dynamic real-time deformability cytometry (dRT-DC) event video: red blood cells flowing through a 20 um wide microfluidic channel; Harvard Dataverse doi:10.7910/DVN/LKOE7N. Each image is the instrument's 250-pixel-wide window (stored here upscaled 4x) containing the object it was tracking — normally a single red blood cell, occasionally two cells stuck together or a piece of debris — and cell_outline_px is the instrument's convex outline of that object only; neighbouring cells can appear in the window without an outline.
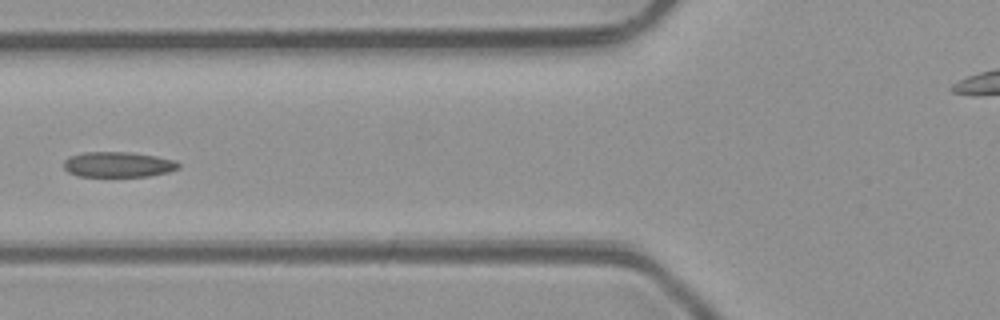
{"species": "common noctule bat (a hibernating species)", "species_latin": "Nyctalus noctula", "temperature_condition": "room temperature", "stored_images_in_passage": 6, "camera_frame_rate_fps": 3000, "um_per_image_px": 0.085, "animal": {"sex": "male", "body_mass_g": 23.1, "forearm_length_mm": 52.7}, "frame": {"image": 1, "passage_image": 5, "time_ms": 5.667, "image_size_px": [1000, 320], "cell_outline_px": [[180, 168], [168, 172], [148, 176], [76, 176], [68, 172], [64, 168], [64, 160], [68, 156], [84, 152], [132, 152], [156, 156], [176, 160], [180, 164]], "centroid_in_image_um": [10.04, 13.97], "position_along_channel_um": 115.8, "area_um2": 17.11}}
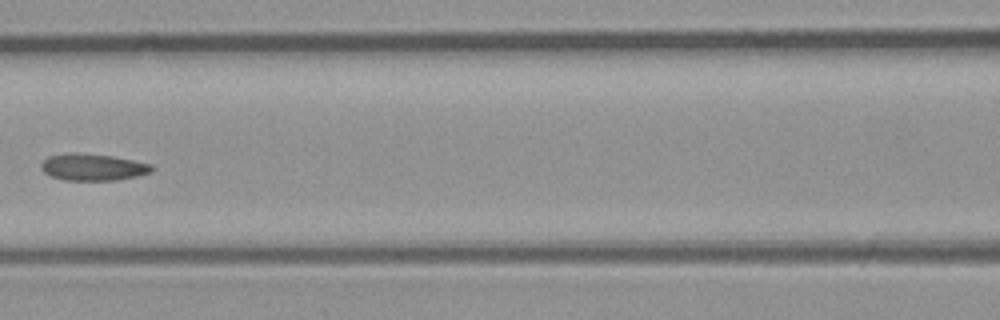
{"frame": {"image": 2, "passage_image": 6, "time_ms": 6.667, "image_size_px": [1000, 320], "cell_outline_px": [[152, 172], [136, 176], [116, 180], [64, 180], [52, 176], [44, 172], [40, 168], [40, 164], [48, 156], [68, 152], [76, 152], [112, 156], [152, 164]], "centroid_in_image_um": [7.86, 14.2], "position_along_channel_um": 158.7, "area_um2": 17.28}}